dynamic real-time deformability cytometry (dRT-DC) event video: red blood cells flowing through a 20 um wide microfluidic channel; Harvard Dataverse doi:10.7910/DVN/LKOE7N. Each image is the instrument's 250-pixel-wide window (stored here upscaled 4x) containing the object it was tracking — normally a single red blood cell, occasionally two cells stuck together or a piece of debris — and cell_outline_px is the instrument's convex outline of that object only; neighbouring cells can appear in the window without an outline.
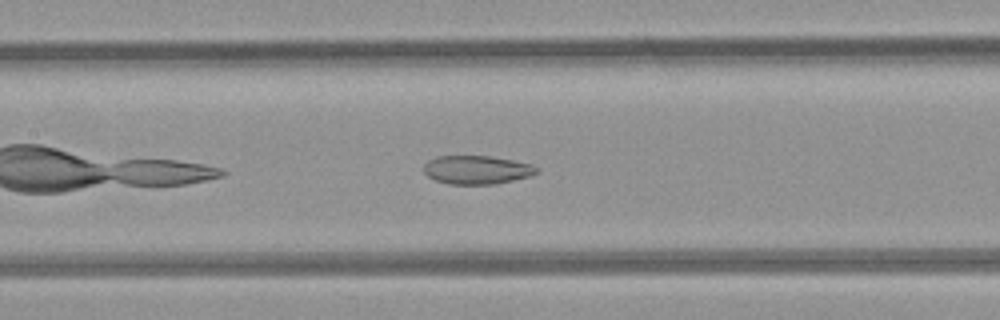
{"species": "common noctule bat (a hibernating species)", "species_latin": "Nyctalus noctula", "temperature_condition": "room temperature", "stored_images_in_passage": 36, "camera_frame_rate_fps": 3000, "um_per_image_px": 0.085, "animal": {"sex": "female", "body_mass_g": 21.9}, "frame": {"image": 1, "passage_image": 9, "time_ms": 2.667, "image_size_px": [1000, 320], "cell_outline_px": [[540, 168], [536, 172], [528, 176], [496, 184], [448, 184], [436, 180], [428, 176], [424, 172], [424, 164], [428, 160], [436, 156], [492, 156], [532, 164]], "centroid_in_image_um": [40.51, 14.43], "position_along_channel_um": 166.9, "area_um2": 18.73}}
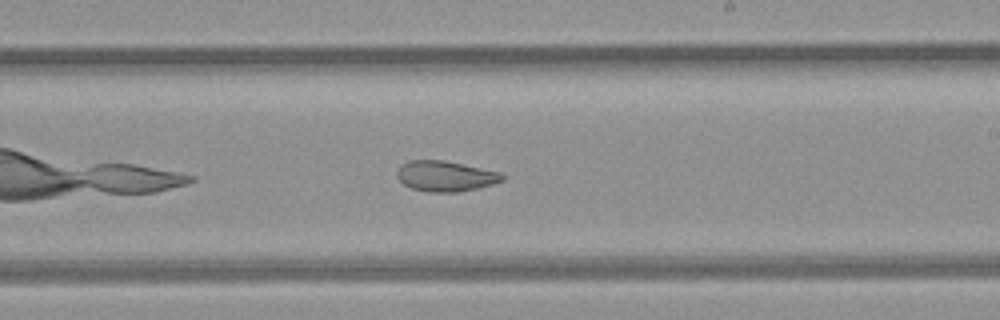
{"frame": {"image": 2, "passage_image": 15, "time_ms": 4.667, "image_size_px": [1000, 320], "cell_outline_px": [[504, 180], [480, 188], [456, 192], [428, 192], [412, 188], [404, 184], [396, 176], [396, 172], [400, 164], [408, 160], [444, 160], [500, 172], [504, 176]], "centroid_in_image_um": [37.84, 14.97], "position_along_channel_um": 251.2, "area_um2": 18.79}}
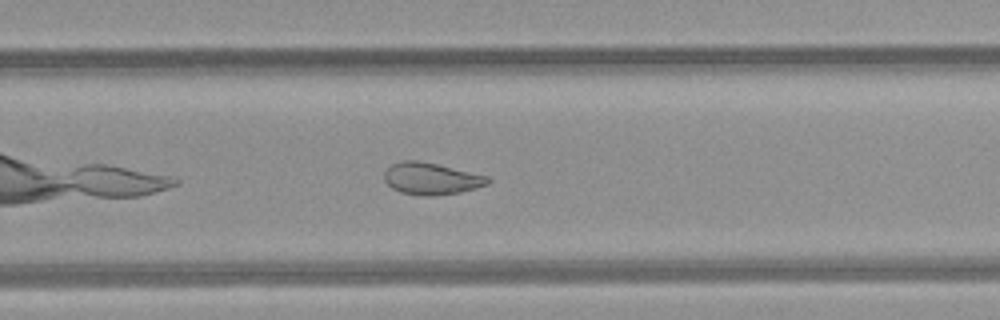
{"frame": {"image": 3, "passage_image": 18, "time_ms": 5.667, "image_size_px": [1000, 320], "cell_outline_px": [[492, 180], [488, 184], [476, 188], [460, 192], [432, 196], [420, 196], [400, 192], [392, 188], [384, 180], [384, 172], [392, 164], [400, 160], [416, 160], [436, 164], [488, 176]], "centroid_in_image_um": [36.64, 15.19], "position_along_channel_um": 293.2, "area_um2": 19.25}}